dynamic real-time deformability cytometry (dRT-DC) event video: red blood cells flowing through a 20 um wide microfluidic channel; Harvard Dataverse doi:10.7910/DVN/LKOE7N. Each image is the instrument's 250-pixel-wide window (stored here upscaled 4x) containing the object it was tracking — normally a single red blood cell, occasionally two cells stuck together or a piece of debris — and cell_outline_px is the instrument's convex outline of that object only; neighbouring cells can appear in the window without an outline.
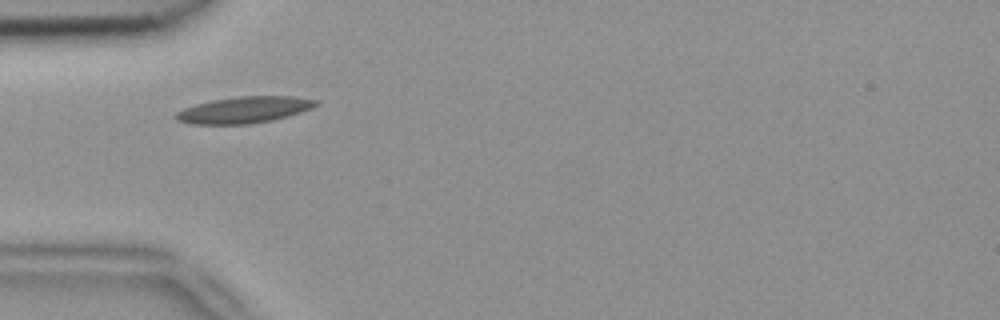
{"species": "common noctule bat (a hibernating species)", "species_latin": "Nyctalus noctula", "temperature_condition": "room temperature", "stored_images_in_passage": 2, "camera_frame_rate_fps": 3000, "um_per_image_px": 0.085, "animal": {"sex": "female", "body_mass_g": 18.4}, "frame": {"image": 1, "passage_image": 1, "time_ms": 0.0, "image_size_px": [1000, 320], "cell_outline_px": [[320, 104], [312, 108], [288, 116], [272, 120], [248, 124], [188, 124], [176, 120], [172, 116], [176, 112], [184, 108], [196, 104], [212, 100], [236, 96], [292, 96], [320, 100]], "centroid_in_image_um": [20.75, 9.33], "position_along_channel_um": 64.3, "area_um2": 21.79}}